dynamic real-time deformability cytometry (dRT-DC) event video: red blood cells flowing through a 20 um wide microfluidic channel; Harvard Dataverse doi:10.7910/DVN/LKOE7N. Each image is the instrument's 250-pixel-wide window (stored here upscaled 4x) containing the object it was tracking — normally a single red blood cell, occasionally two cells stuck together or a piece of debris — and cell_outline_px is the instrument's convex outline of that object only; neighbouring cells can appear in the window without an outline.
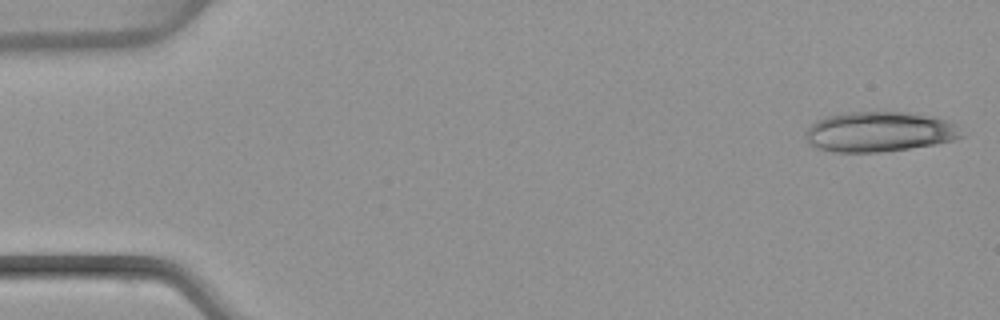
{"species": "common noctule bat (a hibernating species)", "species_latin": "Nyctalus noctula", "temperature_condition": "warm", "stored_images_in_passage": 49, "camera_frame_rate_fps": 3000, "um_per_image_px": 0.085, "animal": {"sex": "female", "body_mass_g": 22.7, "forearm_length_mm": 54.2}, "frame": {"image": 1, "passage_image": 1, "time_ms": 0.0, "image_size_px": [1000, 320], "cell_outline_px": [[964, 136], [956, 140], [936, 144], [880, 152], [836, 152], [820, 148], [812, 144], [808, 140], [804, 132], [816, 120], [824, 116], [848, 112], [904, 112], [936, 116], [948, 120], [956, 124]], "centroid_in_image_um": [74.79, 11.18], "position_along_channel_um": 10.2, "area_um2": 36.53}}